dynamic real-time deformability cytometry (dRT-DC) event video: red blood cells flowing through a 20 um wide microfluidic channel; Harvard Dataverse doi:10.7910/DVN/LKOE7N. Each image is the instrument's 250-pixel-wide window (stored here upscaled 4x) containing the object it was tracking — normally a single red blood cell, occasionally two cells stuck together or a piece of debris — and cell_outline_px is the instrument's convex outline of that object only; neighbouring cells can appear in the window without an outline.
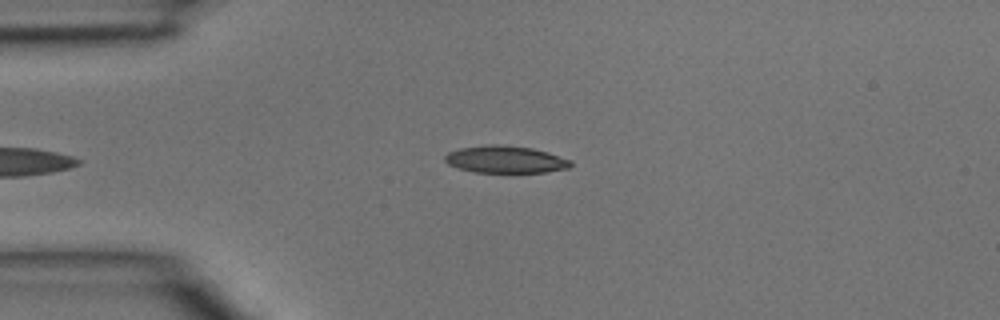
{"species": "common noctule bat (a hibernating species)", "species_latin": "Nyctalus noctula", "temperature_condition": "room temperature", "stored_images_in_passage": 4, "camera_frame_rate_fps": 3000, "um_per_image_px": 0.085, "animal": {"sex": "male", "body_mass_g": 15.6}, "frame": {"image": 1, "passage_image": 4, "time_ms": 1.0, "image_size_px": [1000, 320], "cell_outline_px": [[572, 164], [568, 168], [544, 172], [476, 172], [460, 168], [448, 164], [444, 160], [444, 156], [448, 152], [460, 148], [492, 144], [500, 144], [532, 148], [548, 152], [572, 160]], "centroid_in_image_um": [42.97, 13.54], "position_along_channel_um": 42.0, "area_um2": 19.83}}